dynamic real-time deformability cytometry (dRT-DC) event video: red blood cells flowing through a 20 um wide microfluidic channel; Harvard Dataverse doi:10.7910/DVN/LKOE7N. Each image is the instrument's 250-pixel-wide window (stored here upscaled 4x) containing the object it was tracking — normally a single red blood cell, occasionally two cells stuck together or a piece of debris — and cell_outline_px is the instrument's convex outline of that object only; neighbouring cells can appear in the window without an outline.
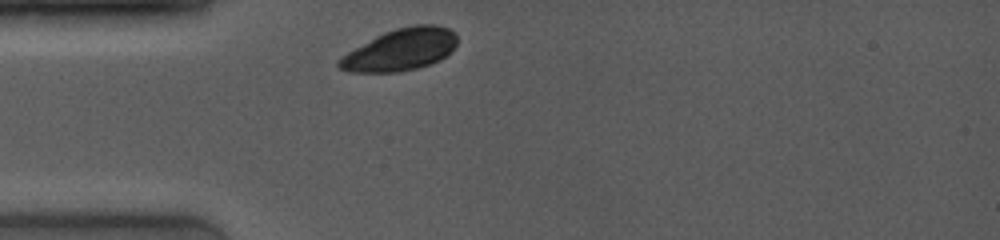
{"species": "common noctule bat (a hibernating species)", "species_latin": "Nyctalus noctula", "temperature_condition": "room temperature", "stored_images_in_passage": 3, "camera_frame_rate_fps": 4000, "um_per_image_px": 0.085, "animal": {"sex": "female", "body_mass_g": 19.0, "forearm_length_mm": 53.3}, "frame": {"image": 1, "passage_image": 1, "time_ms": 0.0, "image_size_px": [1000, 240], "cell_outline_px": [[456, 44], [440, 60], [416, 68], [396, 72], [348, 72], [336, 68], [336, 64], [348, 52], [376, 36], [384, 32], [396, 28], [412, 24], [432, 24], [448, 28], [456, 32]], "centroid_in_image_um": [34.03, 4.21], "position_along_channel_um": 51.0, "area_um2": 28.55}}